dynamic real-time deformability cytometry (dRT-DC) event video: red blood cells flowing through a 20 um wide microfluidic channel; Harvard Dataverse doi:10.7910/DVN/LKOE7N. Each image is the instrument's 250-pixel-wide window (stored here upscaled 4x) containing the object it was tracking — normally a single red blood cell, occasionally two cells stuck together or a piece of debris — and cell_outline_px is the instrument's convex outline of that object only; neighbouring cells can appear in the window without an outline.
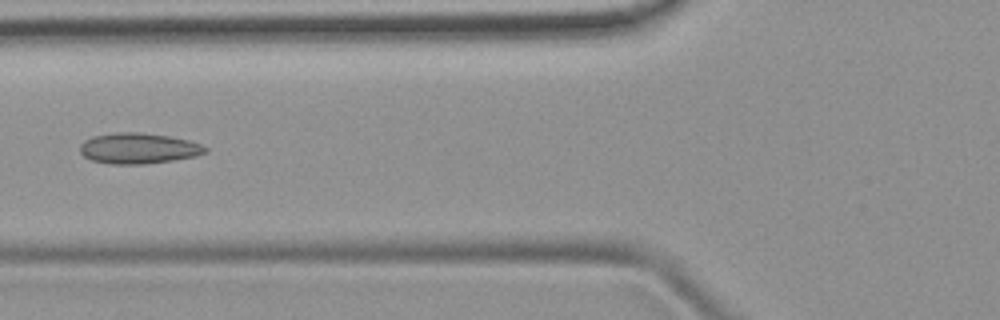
{"species": "common noctule bat (a hibernating species)", "species_latin": "Nyctalus noctula", "temperature_condition": "room temperature", "stored_images_in_passage": 4, "camera_frame_rate_fps": 3000, "um_per_image_px": 0.085, "animal": {"sex": "female", "body_mass_g": 19.9}, "frame": {"image": 1, "passage_image": 4, "time_ms": 20.667, "image_size_px": [1000, 320], "cell_outline_px": [[208, 152], [196, 156], [172, 160], [144, 164], [112, 164], [92, 160], [84, 156], [80, 152], [80, 144], [84, 140], [92, 136], [116, 132], [140, 132], [168, 136], [188, 140], [200, 144], [208, 148]], "centroid_in_image_um": [11.76, 12.6], "position_along_channel_um": 114.0, "area_um2": 22.43}}